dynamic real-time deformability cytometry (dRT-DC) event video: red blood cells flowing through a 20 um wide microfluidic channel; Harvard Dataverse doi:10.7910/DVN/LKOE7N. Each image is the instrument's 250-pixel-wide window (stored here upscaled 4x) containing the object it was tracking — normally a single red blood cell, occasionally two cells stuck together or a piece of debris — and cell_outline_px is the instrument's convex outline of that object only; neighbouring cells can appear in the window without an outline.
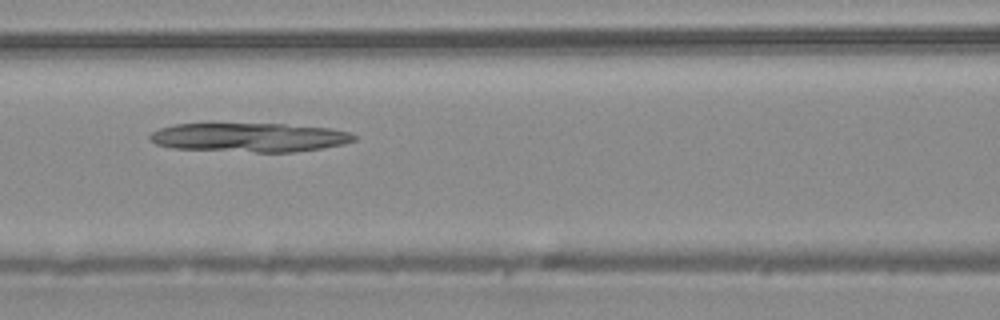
{"species": "common noctule bat (a hibernating species)", "species_latin": "Nyctalus noctula", "temperature_condition": "warm", "stored_images_in_passage": 50, "camera_frame_rate_fps": 3000, "um_per_image_px": 0.085, "animal": {"sex": "male", "body_mass_g": 20.4}, "frame": {"image": 1, "passage_image": 22, "time_ms": 7.0, "image_size_px": [1000, 320], "cell_outline_px": [[356, 140], [344, 144], [320, 148], [292, 152], [256, 152], [172, 148], [156, 144], [148, 136], [152, 132], [160, 128], [176, 124], [284, 124], [328, 128], [348, 132], [356, 136]], "centroid_in_image_um": [21.2, 11.68], "position_along_channel_um": 145.4, "area_um2": 34.22}}
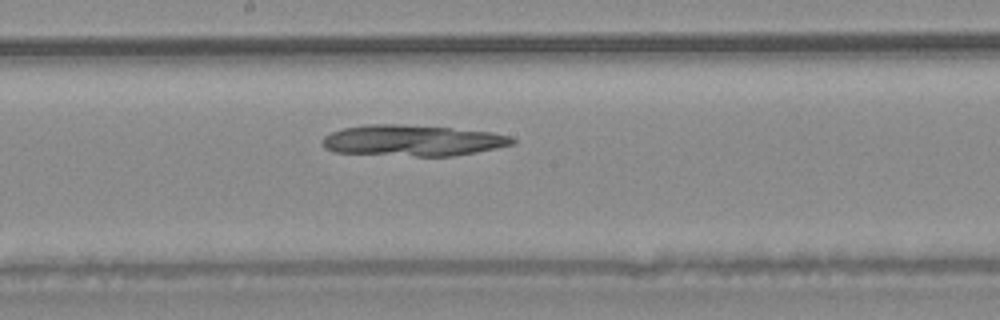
{"frame": {"image": 2, "passage_image": 27, "time_ms": 8.667, "image_size_px": [1000, 320], "cell_outline_px": [[516, 144], [476, 152], [452, 156], [416, 156], [336, 152], [324, 148], [320, 144], [320, 140], [324, 136], [332, 132], [344, 128], [368, 124], [400, 124], [452, 128], [492, 132], [512, 136], [516, 140]], "centroid_in_image_um": [35.08, 11.94], "position_along_channel_um": 213.1, "area_um2": 34.51}}
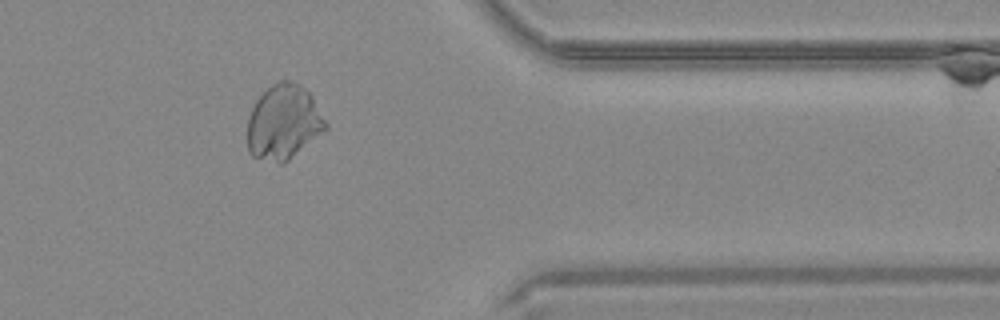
{"frame": {"image": 3, "passage_image": 41, "time_ms": 13.333, "image_size_px": [1000, 320], "cell_outline_px": [[328, 128], [284, 164], [280, 164], [252, 156], [248, 152], [248, 120], [252, 108], [256, 100], [272, 84], [280, 80], [288, 80], [300, 84], [308, 92], [328, 124]], "centroid_in_image_um": [24.1, 10.41], "position_along_channel_um": 387.3, "area_um2": 33.87}}